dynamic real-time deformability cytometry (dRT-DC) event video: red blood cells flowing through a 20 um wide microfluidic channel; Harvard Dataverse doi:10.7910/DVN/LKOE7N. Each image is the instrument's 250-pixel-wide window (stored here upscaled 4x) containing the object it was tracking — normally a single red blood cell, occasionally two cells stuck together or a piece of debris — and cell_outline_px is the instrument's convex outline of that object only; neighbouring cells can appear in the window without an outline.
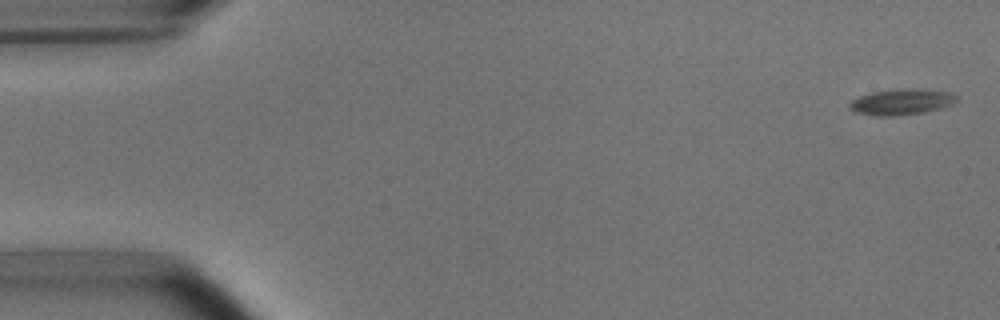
{"species": "common noctule bat (a hibernating species)", "species_latin": "Nyctalus noctula", "temperature_condition": "room temperature", "stored_images_in_passage": 4, "camera_frame_rate_fps": 3000, "um_per_image_px": 0.085, "animal": {"sex": "male", "body_mass_g": 15.6}, "frame": {"image": 1, "passage_image": 1, "time_ms": 0.0, "image_size_px": [1000, 320], "cell_outline_px": [[956, 100], [940, 108], [924, 112], [892, 116], [876, 116], [856, 112], [848, 108], [848, 104], [852, 100], [860, 96], [872, 92], [892, 88], [916, 88], [948, 92], [956, 96]], "centroid_in_image_um": [76.55, 8.65], "position_along_channel_um": 8.5, "area_um2": 16.07}}